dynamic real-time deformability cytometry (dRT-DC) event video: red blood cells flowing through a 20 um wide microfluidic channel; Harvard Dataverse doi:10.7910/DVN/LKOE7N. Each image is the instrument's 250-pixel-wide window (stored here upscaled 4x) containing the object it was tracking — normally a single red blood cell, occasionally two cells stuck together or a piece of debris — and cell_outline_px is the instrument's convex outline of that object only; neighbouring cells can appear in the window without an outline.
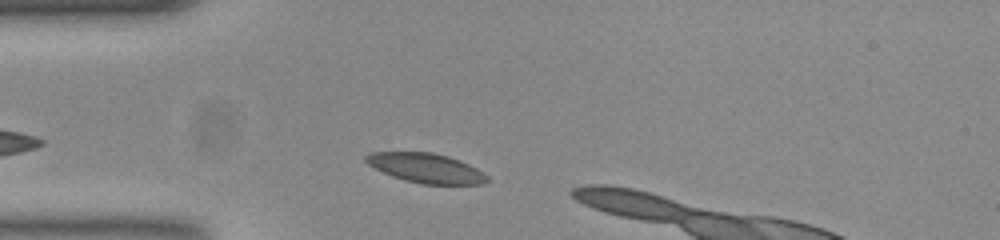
{"species": "common noctule bat (a hibernating species)", "species_latin": "Nyctalus noctula", "temperature_condition": "room temperature", "stored_images_in_passage": 7, "camera_frame_rate_fps": 3000, "um_per_image_px": 0.085, "animal": {"sex": "female", "body_mass_g": 23.0, "forearm_length_mm": 53.4}, "frame": {"image": 1, "passage_image": 2, "time_ms": 0.333, "image_size_px": [1000, 240], "cell_outline_px": [[488, 180], [484, 184], [424, 184], [404, 180], [392, 176], [368, 164], [364, 160], [364, 156], [368, 152], [432, 152], [448, 156], [468, 164], [476, 168], [488, 176]], "centroid_in_image_um": [36.19, 14.28], "position_along_channel_um": 48.8, "area_um2": 20.75}}
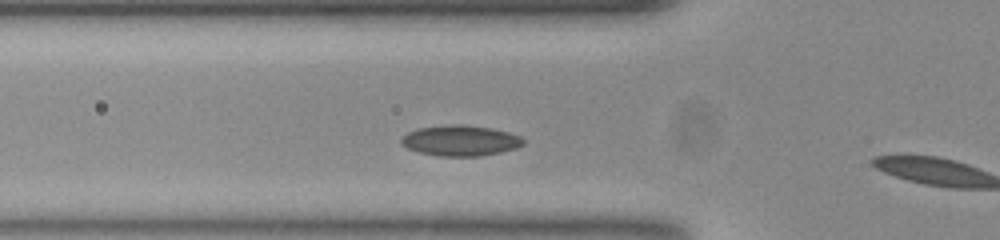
{"frame": {"image": 2, "passage_image": 6, "time_ms": 1.667, "image_size_px": [1000, 240], "cell_outline_px": [[524, 144], [516, 148], [500, 152], [480, 156], [440, 156], [420, 152], [408, 148], [400, 140], [408, 132], [420, 128], [452, 124], [464, 124], [488, 128], [508, 132], [520, 136], [524, 140]], "centroid_in_image_um": [39.16, 11.95], "position_along_channel_um": 86.6, "area_um2": 21.44}}